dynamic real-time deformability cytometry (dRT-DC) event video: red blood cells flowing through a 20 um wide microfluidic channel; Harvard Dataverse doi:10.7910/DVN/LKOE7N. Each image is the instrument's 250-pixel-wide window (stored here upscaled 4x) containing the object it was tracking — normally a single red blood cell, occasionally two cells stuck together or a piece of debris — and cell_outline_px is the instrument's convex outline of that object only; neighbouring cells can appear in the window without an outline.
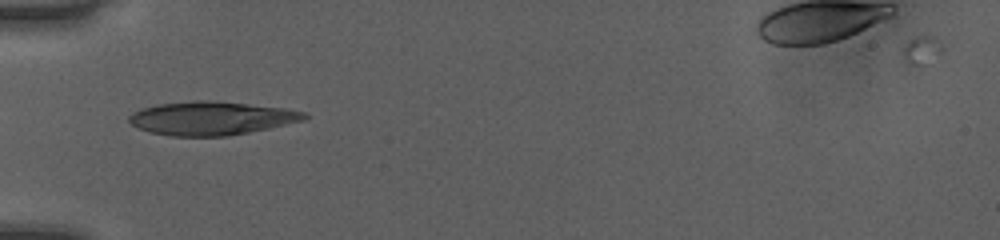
{"species": "human", "species_latin": "Homo sapiens", "temperature_condition": "room temperature", "stored_images_in_passage": 34, "camera_frame_rate_fps": 3000, "um_per_image_px": 0.085, "donor": {"sex": "female"}, "frame": {"image": 1, "passage_image": 1, "time_ms": 0.0, "image_size_px": [1000, 240], "cell_outline_px": [[308, 116], [304, 120], [268, 128], [228, 136], [172, 136], [148, 132], [132, 124], [128, 120], [128, 116], [132, 112], [140, 108], [156, 104], [192, 100], [208, 100], [248, 104], [284, 108], [304, 112]], "centroid_in_image_um": [17.9, 10.04], "position_along_channel_um": 67.1, "area_um2": 34.16}}
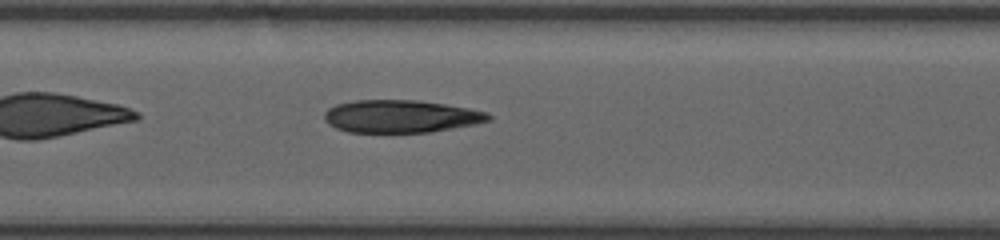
{"frame": {"image": 2, "passage_image": 9, "time_ms": 2.667, "image_size_px": [1000, 240], "cell_outline_px": [[492, 120], [476, 124], [428, 132], [348, 132], [336, 128], [328, 124], [324, 120], [324, 112], [328, 108], [336, 104], [356, 100], [420, 100], [468, 108], [488, 112], [492, 116]], "centroid_in_image_um": [34.07, 9.88], "position_along_channel_um": 173.3, "area_um2": 31.33}}
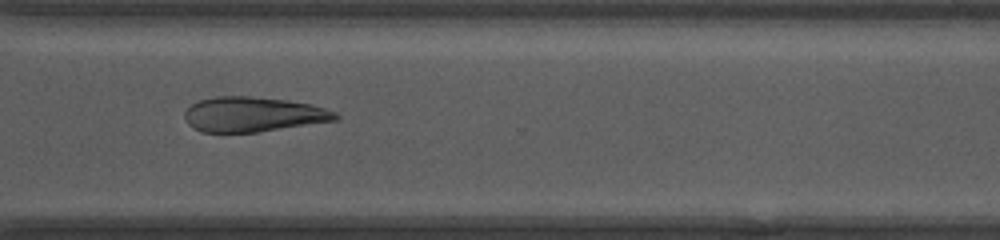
{"frame": {"image": 3, "passage_image": 22, "time_ms": 7.0, "image_size_px": [1000, 240], "cell_outline_px": [[340, 116], [336, 120], [256, 132], [200, 132], [192, 128], [188, 124], [184, 116], [184, 112], [192, 104], [200, 100], [216, 96], [252, 96], [288, 100], [312, 104], [336, 112]], "centroid_in_image_um": [21.49, 9.71], "position_along_channel_um": 349.1, "area_um2": 30.63}}